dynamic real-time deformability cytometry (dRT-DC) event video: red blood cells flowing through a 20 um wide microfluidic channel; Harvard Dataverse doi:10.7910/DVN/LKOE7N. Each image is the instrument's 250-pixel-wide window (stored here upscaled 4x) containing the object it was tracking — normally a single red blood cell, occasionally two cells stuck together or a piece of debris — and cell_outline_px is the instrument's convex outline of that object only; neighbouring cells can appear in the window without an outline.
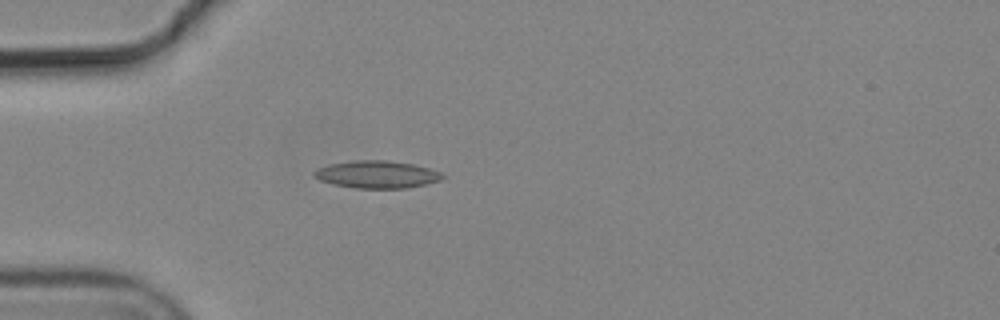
{"species": "common noctule bat (a hibernating species)", "species_latin": "Nyctalus noctula", "temperature_condition": "cold", "stored_images_in_passage": 3, "camera_frame_rate_fps": 3000, "um_per_image_px": 0.085, "animal": {"sex": "male", "body_mass_g": 19.2, "forearm_length_mm": 51.8}, "frame": {"image": 1, "passage_image": 3, "time_ms": 0.667, "image_size_px": [1000, 320], "cell_outline_px": [[448, 176], [440, 180], [424, 184], [404, 188], [356, 188], [332, 184], [320, 180], [312, 176], [312, 172], [328, 164], [352, 160], [384, 160], [412, 164], [428, 168], [440, 172]], "centroid_in_image_um": [32.01, 14.82], "position_along_channel_um": 53.0, "area_um2": 20.46}}